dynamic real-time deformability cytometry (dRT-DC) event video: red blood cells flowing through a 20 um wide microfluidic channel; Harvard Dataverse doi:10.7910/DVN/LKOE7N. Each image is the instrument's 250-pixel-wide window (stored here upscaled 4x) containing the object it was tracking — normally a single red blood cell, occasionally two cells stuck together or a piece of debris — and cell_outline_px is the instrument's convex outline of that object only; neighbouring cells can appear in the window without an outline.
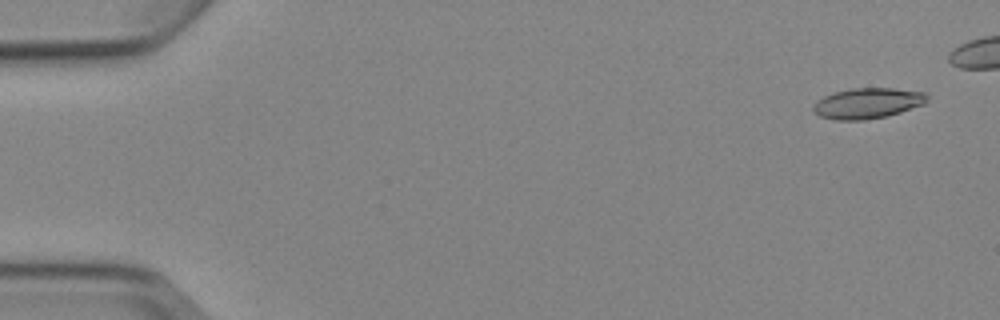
{"species": "Egyptian fruit bat (a non-hibernating species)", "species_latin": "Rousettus aegyptiacus", "temperature_condition": "cold", "stored_images_in_passage": 5, "camera_frame_rate_fps": 3000, "um_per_image_px": 0.085, "animal": {"sex": "female"}, "frame": {"image": 1, "passage_image": 1, "time_ms": 0.0, "image_size_px": [1000, 320], "cell_outline_px": [[928, 100], [924, 104], [888, 116], [864, 120], [836, 120], [820, 116], [812, 112], [812, 108], [816, 100], [824, 96], [836, 92], [852, 88], [892, 88], [928, 92]], "centroid_in_image_um": [73.75, 8.77], "position_along_channel_um": 11.2, "area_um2": 20.46}}